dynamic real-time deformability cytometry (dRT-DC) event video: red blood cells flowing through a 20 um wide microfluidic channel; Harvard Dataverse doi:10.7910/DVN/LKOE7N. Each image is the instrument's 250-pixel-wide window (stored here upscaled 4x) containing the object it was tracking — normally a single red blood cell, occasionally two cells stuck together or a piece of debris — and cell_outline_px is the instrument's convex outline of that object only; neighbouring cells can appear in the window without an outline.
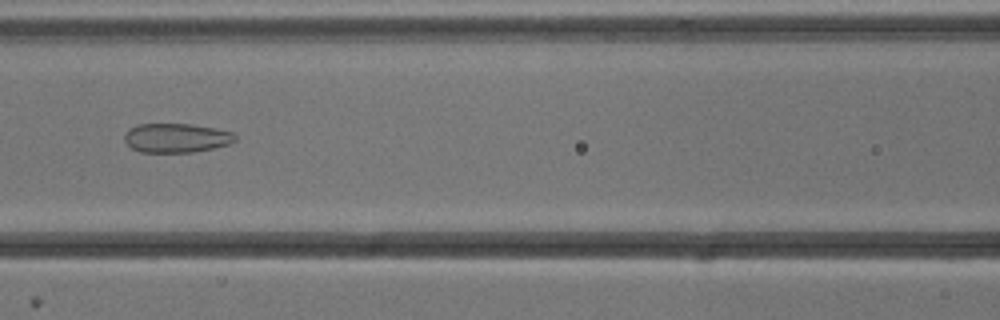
{"species": "common noctule bat (a hibernating species)", "species_latin": "Nyctalus noctula", "temperature_condition": "cold", "stored_images_in_passage": 53, "camera_frame_rate_fps": 3000, "um_per_image_px": 0.085, "animal": {"sex": "male", "body_mass_g": 13.3}, "frame": {"image": 1, "passage_image": 23, "time_ms": 7.333, "image_size_px": [1000, 320], "cell_outline_px": [[236, 140], [228, 144], [212, 148], [192, 152], [140, 152], [132, 148], [124, 140], [124, 136], [136, 124], [192, 124], [232, 132], [236, 136]], "centroid_in_image_um": [14.98, 11.72], "position_along_channel_um": 151.6, "area_um2": 18.55}}
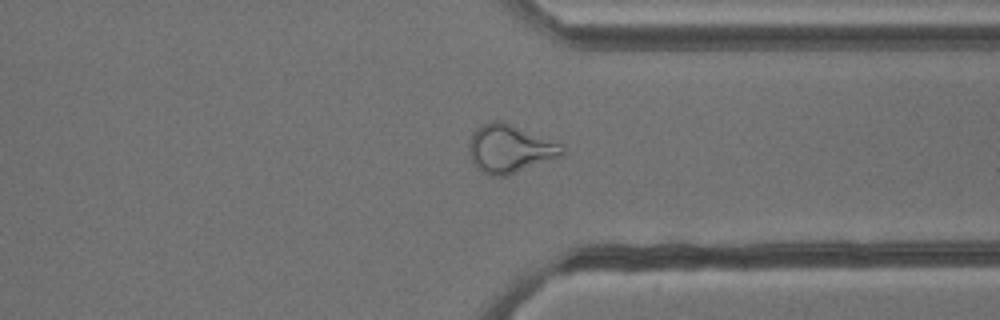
{"frame": {"image": 2, "passage_image": 40, "time_ms": 13.0, "image_size_px": [1000, 320], "cell_outline_px": [[564, 152], [560, 156], [508, 176], [488, 176], [480, 172], [472, 160], [468, 148], [468, 144], [472, 132], [480, 124], [492, 120], [500, 120], [564, 144]], "centroid_in_image_um": [43.31, 12.64], "position_along_channel_um": 368.1, "area_um2": 26.41}}
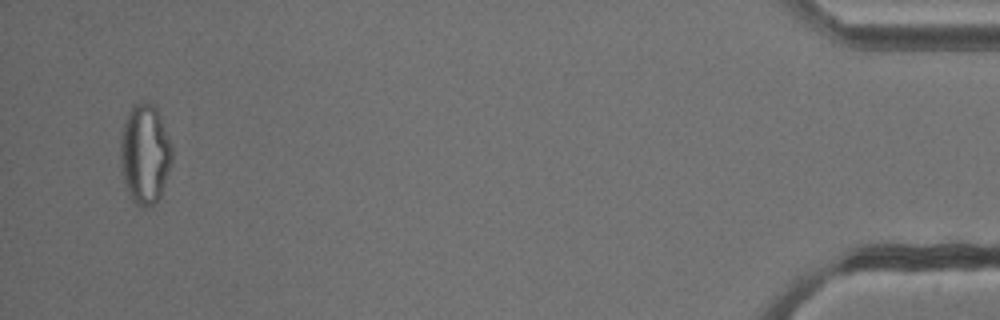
{"frame": {"image": 3, "passage_image": 51, "time_ms": 16.667, "image_size_px": [1000, 320], "cell_outline_px": [[172, 160], [160, 196], [152, 204], [144, 208], [140, 208], [132, 200], [128, 192], [124, 180], [120, 164], [120, 140], [124, 124], [128, 112], [136, 104], [144, 100], [152, 104], [156, 108], [160, 116], [172, 144]], "centroid_in_image_um": [12.31, 13.09], "position_along_channel_um": 422.9, "area_um2": 29.88}, "authors_computed_cell_mechanics": {"area_um2": 26.2412, "velocity_mm_per_s": 3.8479, "shape_relaxation_time_tau1_ms": null, "shape_relaxation_time_tau2_ms": 1.8807, "deformation_change_tau1": null, "deformation_change_tau2": 0.0976}}